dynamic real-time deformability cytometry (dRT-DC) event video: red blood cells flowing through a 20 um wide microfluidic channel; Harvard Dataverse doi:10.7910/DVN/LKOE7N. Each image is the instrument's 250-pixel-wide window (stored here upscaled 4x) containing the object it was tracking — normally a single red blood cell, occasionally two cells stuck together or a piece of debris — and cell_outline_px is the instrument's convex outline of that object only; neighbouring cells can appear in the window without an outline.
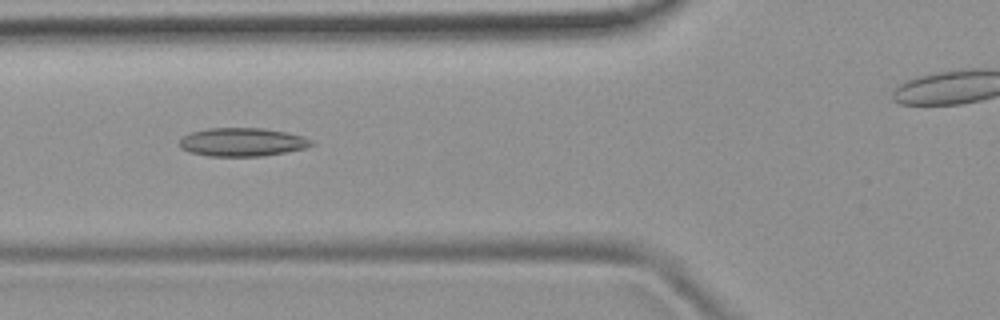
{"species": "common noctule bat (a hibernating species)", "species_latin": "Nyctalus noctula", "temperature_condition": "room temperature", "stored_images_in_passage": 6, "segment_of_instrument_passage": [1, 2], "camera_frame_rate_fps": 3000, "um_per_image_px": 0.085, "animal": {"sex": "female", "body_mass_g": 19.9}, "frame": {"image": 1, "passage_image": 4, "time_ms": 3.333, "image_size_px": [1000, 320], "cell_outline_px": [[316, 144], [304, 148], [264, 156], [208, 156], [188, 152], [180, 148], [180, 140], [184, 136], [192, 132], [208, 128], [264, 128], [304, 136], [312, 140]], "centroid_in_image_um": [20.59, 12.08], "position_along_channel_um": 105.2, "area_um2": 21.85}}
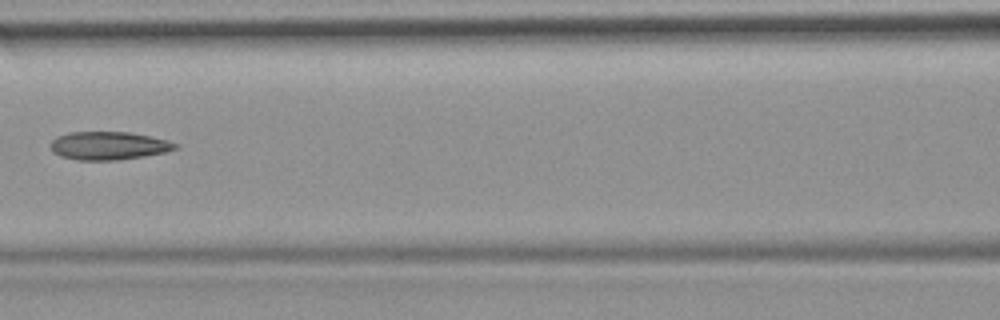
{"frame": {"image": 2, "passage_image": 5, "time_ms": 4.667, "image_size_px": [1000, 320], "cell_outline_px": [[180, 144], [176, 148], [164, 152], [144, 156], [116, 160], [80, 160], [60, 156], [52, 152], [52, 140], [56, 136], [68, 132], [128, 132], [168, 140]], "centroid_in_image_um": [9.22, 12.38], "position_along_channel_um": 157.4, "area_um2": 20.35}}